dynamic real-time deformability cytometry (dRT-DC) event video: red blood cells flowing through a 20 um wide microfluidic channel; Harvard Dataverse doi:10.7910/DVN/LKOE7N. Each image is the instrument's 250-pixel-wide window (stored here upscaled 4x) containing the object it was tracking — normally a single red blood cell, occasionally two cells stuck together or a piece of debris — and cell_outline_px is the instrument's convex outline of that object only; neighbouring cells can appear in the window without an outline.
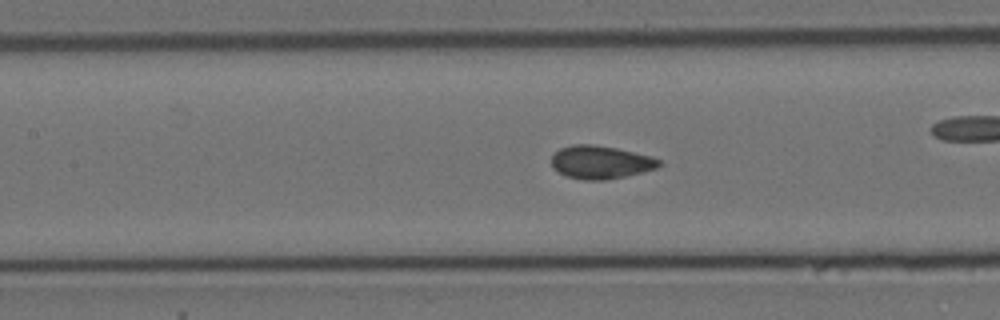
{"species": "Egyptian fruit bat (a non-hibernating species)", "species_latin": "Rousettus aegyptiacus", "temperature_condition": "cold", "stored_images_in_passage": 58, "camera_frame_rate_fps": 3000, "um_per_image_px": 0.085, "animal": {"sex": "female"}, "frame": {"image": 1, "passage_image": 25, "time_ms": 8.0, "image_size_px": [1000, 320], "cell_outline_px": [[664, 164], [656, 168], [624, 176], [604, 180], [584, 180], [564, 176], [552, 168], [552, 156], [560, 148], [572, 144], [592, 144], [616, 148], [652, 156], [660, 160]], "centroid_in_image_um": [51.03, 13.79], "position_along_channel_um": 156.4, "area_um2": 20.81}}
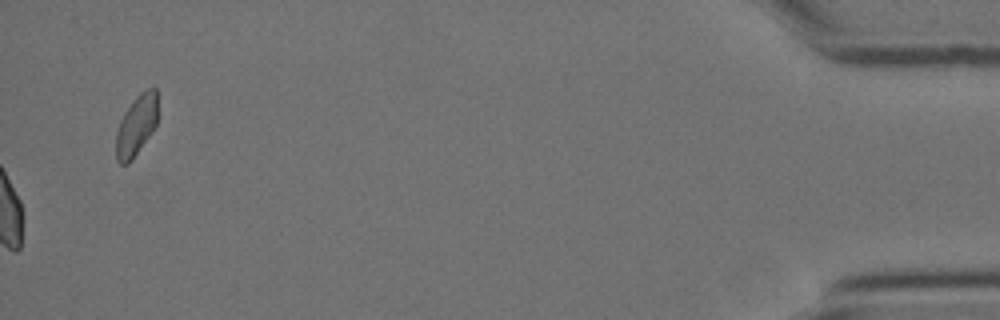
{"frame": {"image": 2, "passage_image": 58, "time_ms": 19.0, "image_size_px": [1000, 320], "cell_outline_px": [[156, 124], [152, 132], [132, 160], [128, 164], [120, 164], [116, 160], [116, 132], [120, 120], [124, 112], [132, 100], [144, 88], [156, 88]], "centroid_in_image_um": [11.56, 10.66], "position_along_channel_um": 423.6, "area_um2": 14.74}}